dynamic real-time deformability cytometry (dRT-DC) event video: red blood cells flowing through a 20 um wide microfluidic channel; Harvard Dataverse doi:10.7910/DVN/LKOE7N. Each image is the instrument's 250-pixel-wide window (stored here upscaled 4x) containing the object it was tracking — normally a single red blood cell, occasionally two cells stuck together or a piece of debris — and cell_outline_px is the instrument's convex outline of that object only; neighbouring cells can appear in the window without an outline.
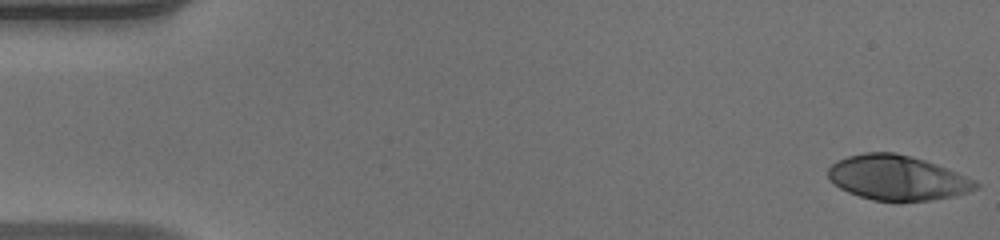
{"species": "human", "species_latin": "Homo sapiens", "temperature_condition": "warm", "stored_images_in_passage": 49, "camera_frame_rate_fps": 3000, "um_per_image_px": 0.085, "donor": {"sex": "male"}, "frame": {"image": 1, "passage_image": 1, "time_ms": 0.0, "image_size_px": [1000, 240], "cell_outline_px": [[980, 184], [976, 188], [968, 192], [952, 196], [932, 200], [900, 204], [896, 204], [872, 200], [848, 192], [840, 188], [828, 180], [828, 168], [836, 160], [848, 156], [864, 152], [896, 152], [924, 160], [936, 164], [976, 180]], "centroid_in_image_um": [76.24, 15.14], "position_along_channel_um": 8.8, "area_um2": 39.25}}
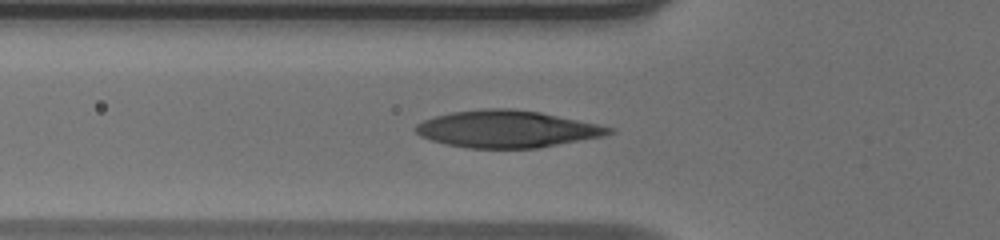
{"frame": {"image": 2, "passage_image": 17, "time_ms": 5.333, "image_size_px": [1000, 240], "cell_outline_px": [[616, 132], [604, 136], [536, 148], [468, 148], [444, 144], [420, 136], [412, 128], [416, 124], [424, 120], [436, 116], [452, 112], [484, 108], [512, 108], [540, 112], [616, 128]], "centroid_in_image_um": [43.09, 10.96], "position_along_channel_um": 82.7, "area_um2": 41.79}}
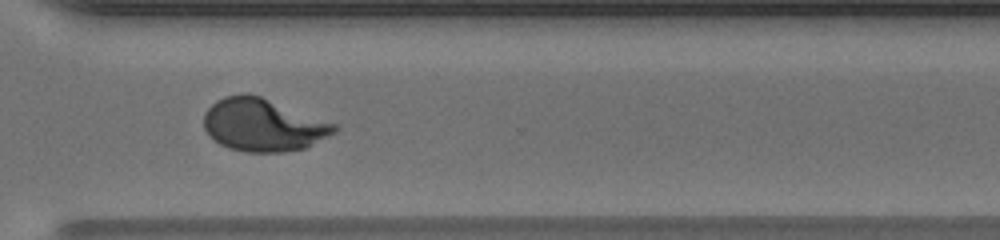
{"frame": {"image": 3, "passage_image": 36, "time_ms": 11.667, "image_size_px": [1000, 240], "cell_outline_px": [[340, 128], [336, 132], [308, 148], [284, 152], [248, 152], [228, 148], [212, 140], [208, 136], [204, 128], [204, 112], [216, 100], [224, 96], [244, 92], [248, 92], [260, 96], [336, 124]], "centroid_in_image_um": [22.35, 10.63], "position_along_channel_um": 348.3, "area_um2": 40.46}, "authors_computed_cell_mechanics": {"area_um2": 39.6508, "velocity_mm_per_s": 4.1867, "shape_relaxation_time_tau1_ms": 5.9881, "shape_relaxation_time_tau2_ms": null, "deformation_change_tau1": 0.288, "deformation_change_tau2": null}}